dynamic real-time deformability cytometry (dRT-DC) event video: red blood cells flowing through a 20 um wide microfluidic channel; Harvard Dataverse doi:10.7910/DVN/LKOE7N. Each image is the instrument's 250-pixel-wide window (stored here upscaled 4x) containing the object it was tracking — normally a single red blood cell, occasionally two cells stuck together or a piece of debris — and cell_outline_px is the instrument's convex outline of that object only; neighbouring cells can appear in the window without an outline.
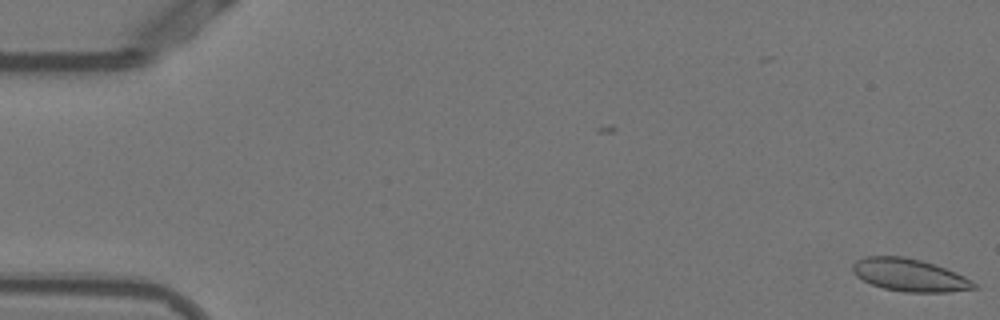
{"species": "Egyptian fruit bat (a non-hibernating species)", "species_latin": "Rousettus aegyptiacus", "temperature_condition": "warm", "stored_images_in_passage": 32, "camera_frame_rate_fps": 3000, "um_per_image_px": 0.085, "animal": {"sex": "female"}, "frame": {"image": 1, "passage_image": 1, "time_ms": 0.0, "image_size_px": [1000, 320], "cell_outline_px": [[980, 288], [948, 292], [904, 292], [884, 288], [872, 284], [856, 276], [852, 272], [852, 264], [856, 260], [864, 256], [904, 256], [920, 260], [956, 272], [980, 284]], "centroid_in_image_um": [77.34, 23.38], "position_along_channel_um": 7.7, "area_um2": 23.18}}
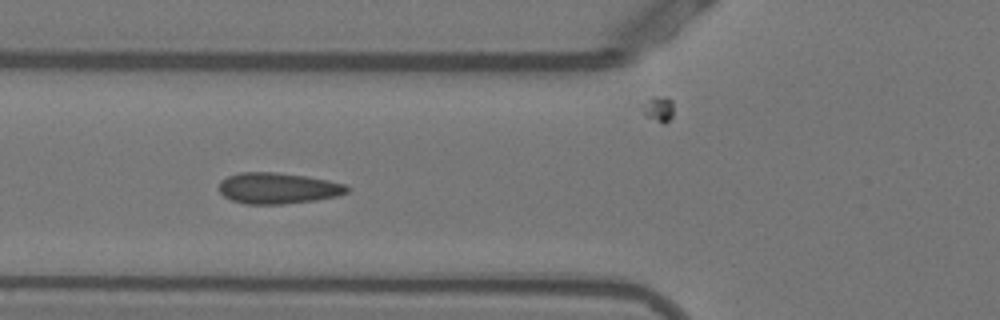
{"frame": {"image": 2, "passage_image": 20, "time_ms": 6.333, "image_size_px": [1000, 320], "cell_outline_px": [[352, 188], [348, 192], [336, 196], [316, 200], [280, 204], [244, 204], [232, 200], [224, 196], [220, 192], [220, 180], [228, 176], [240, 172], [276, 172], [304, 176], [328, 180], [344, 184]], "centroid_in_image_um": [23.63, 16.0], "position_along_channel_um": 102.2, "area_um2": 23.12}}
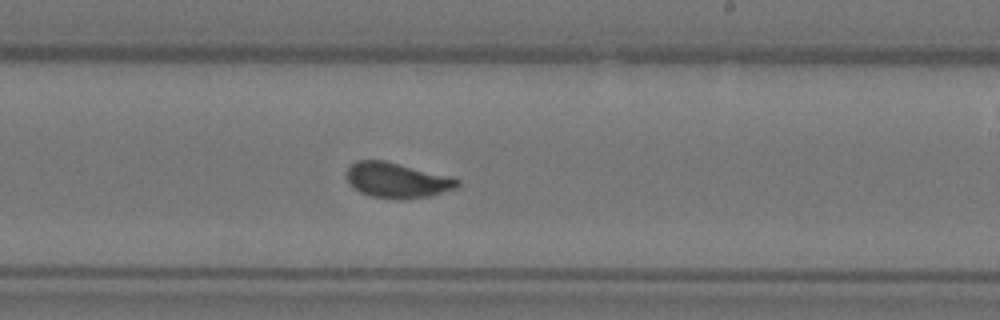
{"frame": {"image": 3, "passage_image": 32, "time_ms": 10.333, "image_size_px": [1000, 320], "cell_outline_px": [[460, 184], [456, 188], [428, 196], [404, 200], [368, 196], [352, 188], [348, 184], [344, 172], [356, 160], [384, 160], [448, 176], [460, 180]], "centroid_in_image_um": [33.67, 15.33], "position_along_channel_um": 255.3, "area_um2": 22.89}}